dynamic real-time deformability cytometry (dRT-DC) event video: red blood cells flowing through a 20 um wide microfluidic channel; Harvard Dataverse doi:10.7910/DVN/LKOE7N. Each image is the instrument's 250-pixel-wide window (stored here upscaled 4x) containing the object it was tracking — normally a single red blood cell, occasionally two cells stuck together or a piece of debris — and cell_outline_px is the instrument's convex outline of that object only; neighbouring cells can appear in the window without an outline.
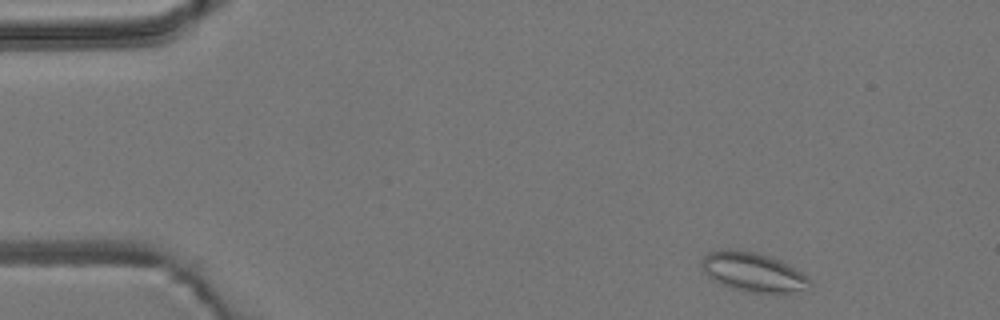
{"species": "common noctule bat (a hibernating species)", "species_latin": "Nyctalus noctula", "temperature_condition": "room temperature", "stored_images_in_passage": 51, "camera_frame_rate_fps": 3000, "um_per_image_px": 0.085, "animal": {"sex": "male", "body_mass_g": 19.2, "forearm_length_mm": 51.8}, "frame": {"image": 1, "passage_image": 3, "time_ms": 0.667, "image_size_px": [1000, 320], "cell_outline_px": [[812, 288], [776, 296], [748, 292], [732, 288], [720, 284], [712, 280], [708, 276], [700, 264], [700, 260], [708, 252], [720, 248], [736, 248], [768, 256], [808, 276], [812, 280]], "centroid_in_image_um": [64.01, 23.17], "position_along_channel_um": 21.0, "area_um2": 25.37}}
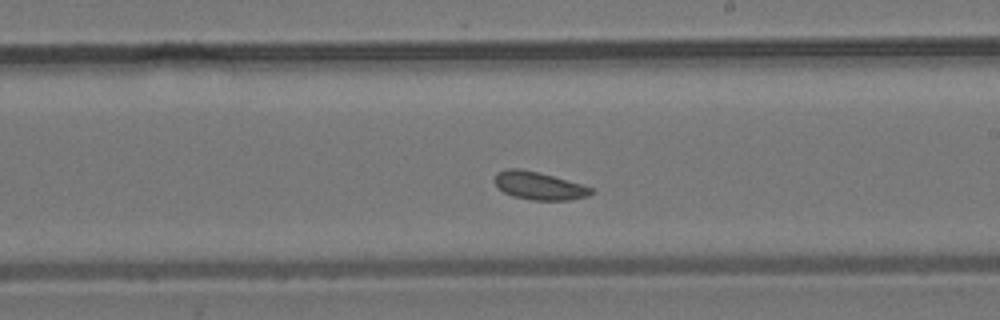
{"frame": {"image": 2, "passage_image": 28, "time_ms": 9.0, "image_size_px": [1000, 320], "cell_outline_px": [[592, 192], [588, 196], [568, 200], [532, 200], [512, 196], [504, 192], [492, 180], [496, 172], [508, 168], [520, 168], [552, 176], [580, 184], [592, 188]], "centroid_in_image_um": [45.75, 15.79], "position_along_channel_um": 243.3, "area_um2": 15.49}}
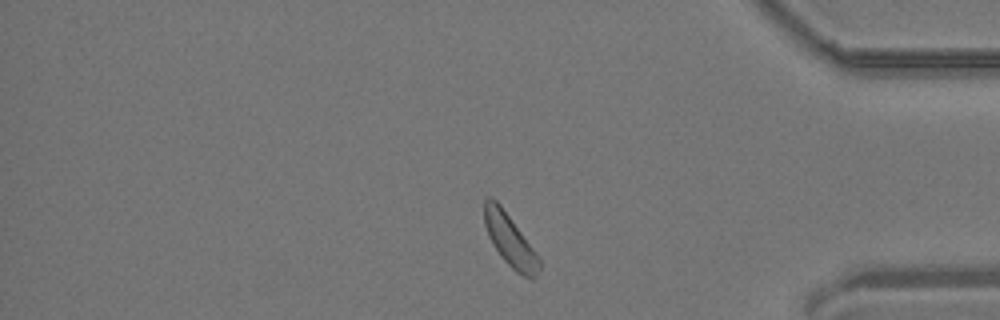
{"frame": {"image": 3, "passage_image": 42, "time_ms": 13.667, "image_size_px": [1000, 320], "cell_outline_px": [[540, 268], [536, 276], [524, 276], [516, 272], [500, 256], [492, 244], [488, 236], [484, 224], [484, 200], [488, 196], [492, 196], [500, 204], [536, 252], [540, 260]], "centroid_in_image_um": [43.31, 20.38], "position_along_channel_um": 391.9, "area_um2": 16.53}}